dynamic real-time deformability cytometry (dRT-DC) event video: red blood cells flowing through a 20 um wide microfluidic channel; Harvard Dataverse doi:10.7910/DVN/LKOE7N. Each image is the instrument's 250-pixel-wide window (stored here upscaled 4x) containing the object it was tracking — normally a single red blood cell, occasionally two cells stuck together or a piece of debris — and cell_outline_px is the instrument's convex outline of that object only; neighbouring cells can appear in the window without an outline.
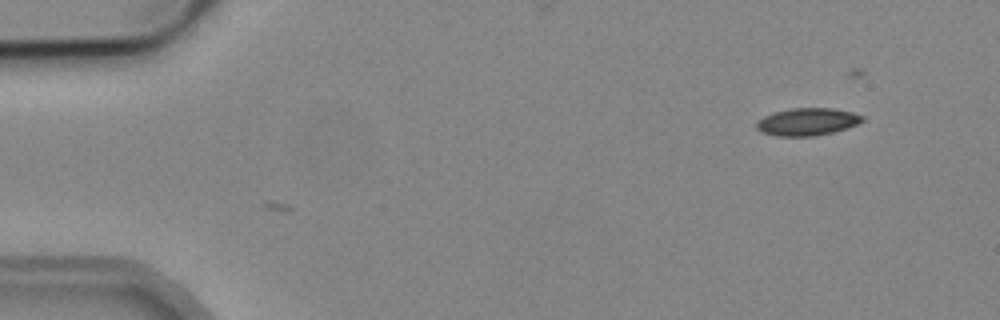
{"species": "common noctule bat (a hibernating species)", "species_latin": "Nyctalus noctula", "temperature_condition": "cold", "stored_images_in_passage": 9, "camera_frame_rate_fps": 3000, "um_per_image_px": 0.085, "animal": {"sex": "male", "body_mass_g": 19.2, "forearm_length_mm": 51.8}, "frame": {"image": 1, "passage_image": 9, "time_ms": 2.667, "image_size_px": [1000, 320], "cell_outline_px": [[864, 120], [848, 128], [816, 136], [776, 136], [764, 132], [756, 128], [756, 124], [764, 116], [776, 112], [792, 108], [832, 108], [852, 112], [864, 116]], "centroid_in_image_um": [68.66, 10.35], "position_along_channel_um": 16.3, "area_um2": 16.76}}